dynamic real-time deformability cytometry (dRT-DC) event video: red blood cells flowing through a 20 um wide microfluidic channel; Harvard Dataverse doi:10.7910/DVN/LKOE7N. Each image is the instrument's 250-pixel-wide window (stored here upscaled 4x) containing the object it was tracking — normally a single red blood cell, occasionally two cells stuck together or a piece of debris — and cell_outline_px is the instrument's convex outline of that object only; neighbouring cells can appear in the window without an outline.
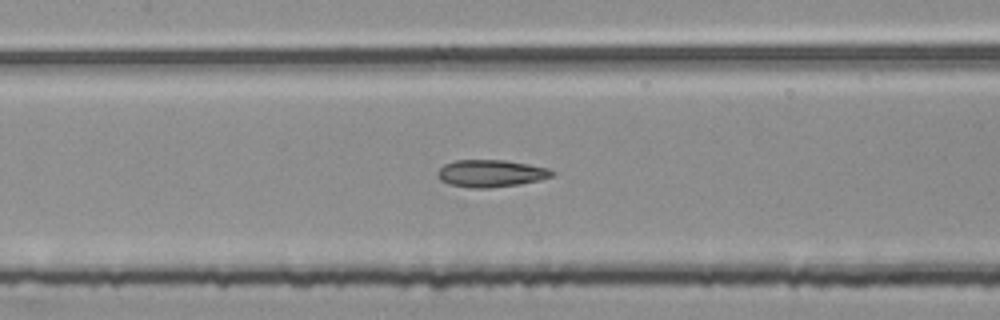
{"species": "common noctule bat (a hibernating species)", "species_latin": "Nyctalus noctula", "temperature_condition": "room temperature", "stored_images_in_passage": 39, "segment_of_instrument_passage": [2, 2], "camera_frame_rate_fps": 3000, "um_per_image_px": 0.085, "animal": {"sex": "female", "body_mass_g": 25.1}, "frame": {"image": 1, "passage_image": 10, "time_ms": 3.0, "image_size_px": [1000, 320], "cell_outline_px": [[556, 172], [552, 176], [540, 180], [492, 188], [468, 188], [448, 184], [440, 180], [436, 176], [436, 172], [444, 164], [456, 160], [504, 160], [528, 164], [548, 168]], "centroid_in_image_um": [41.68, 14.74], "position_along_channel_um": 165.7, "area_um2": 18.26}}
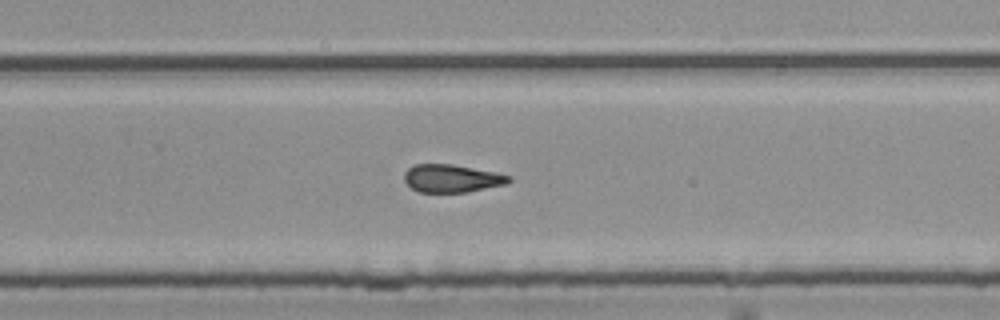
{"frame": {"image": 2, "passage_image": 20, "time_ms": 6.333, "image_size_px": [1000, 320], "cell_outline_px": [[512, 180], [504, 184], [468, 192], [420, 192], [412, 188], [404, 180], [404, 172], [412, 164], [452, 164], [496, 172], [512, 176]], "centroid_in_image_um": [38.39, 15.15], "position_along_channel_um": 291.4, "area_um2": 16.99}}
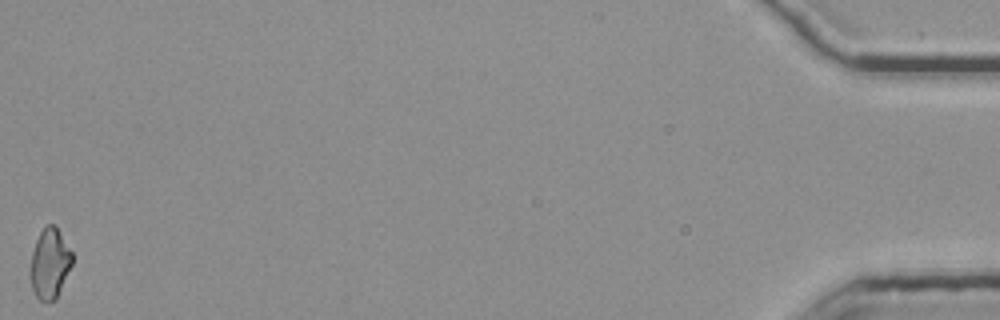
{"frame": {"image": 3, "passage_image": 39, "time_ms": 12.667, "image_size_px": [1000, 320], "cell_outline_px": [[72, 264], [56, 300], [40, 300], [36, 296], [32, 288], [28, 272], [32, 252], [36, 240], [40, 232], [48, 224], [52, 224], [56, 228], [72, 252]], "centroid_in_image_um": [4.2, 22.43], "position_along_channel_um": 431.0, "area_um2": 16.99}}